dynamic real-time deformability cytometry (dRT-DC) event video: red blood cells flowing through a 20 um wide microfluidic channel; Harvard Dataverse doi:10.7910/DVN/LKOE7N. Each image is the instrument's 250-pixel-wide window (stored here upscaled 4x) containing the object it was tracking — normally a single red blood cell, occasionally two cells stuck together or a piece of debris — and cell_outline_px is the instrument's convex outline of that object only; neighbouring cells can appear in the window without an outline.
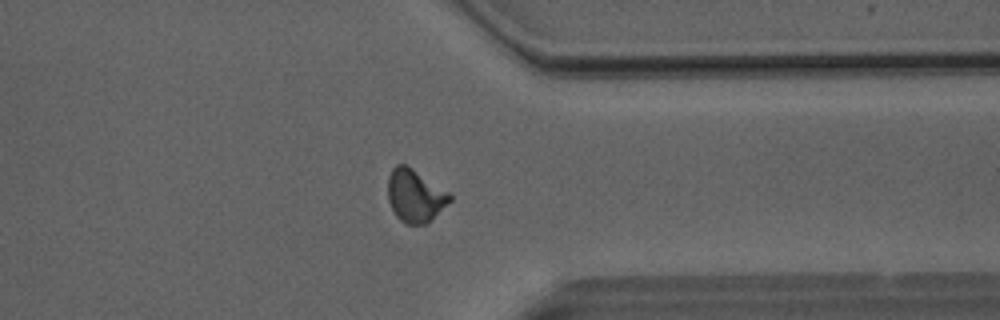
{"species": "Egyptian fruit bat (a non-hibernating species)", "species_latin": "Rousettus aegyptiacus", "temperature_condition": "room temperature", "stored_images_in_passage": 45, "camera_frame_rate_fps": 3000, "um_per_image_px": 0.085, "animal": {"sex": "male"}, "frame": {"image": 1, "passage_image": 39, "time_ms": 12.667, "image_size_px": [1000, 320], "cell_outline_px": [[452, 200], [428, 224], [404, 224], [396, 216], [388, 200], [388, 176], [392, 168], [396, 164], [404, 164], [412, 168], [448, 192], [452, 196]], "centroid_in_image_um": [35.28, 16.66], "position_along_channel_um": 376.1, "area_um2": 19.07}, "authors_computed_cell_mechanics": {"area_um2": 18.9584, "velocity_mm_per_s": 4.0475, "shape_relaxation_time_tau1_ms": 5.7231, "shape_relaxation_time_tau2_ms": 1.2982, "deformation_change_tau1": 0.1569, "deformation_change_tau2": 0.072}}